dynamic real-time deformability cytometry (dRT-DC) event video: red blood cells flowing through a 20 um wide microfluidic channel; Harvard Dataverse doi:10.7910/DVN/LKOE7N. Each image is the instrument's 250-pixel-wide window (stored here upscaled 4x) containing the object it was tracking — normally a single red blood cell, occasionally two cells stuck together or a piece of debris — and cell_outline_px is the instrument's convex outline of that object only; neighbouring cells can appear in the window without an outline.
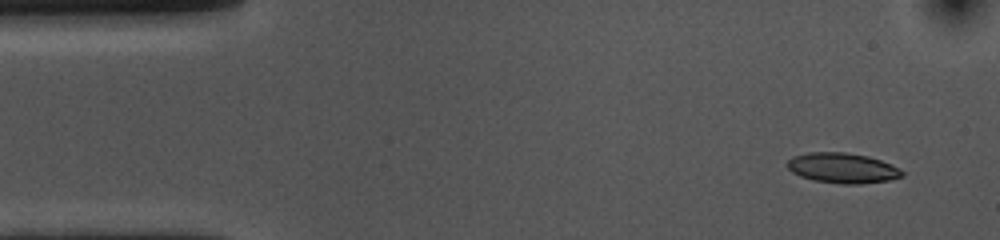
{"species": "common noctule bat (a hibernating species)", "species_latin": "Nyctalus noctula", "temperature_condition": "cold", "stored_images_in_passage": 52, "camera_frame_rate_fps": 3000, "um_per_image_px": 0.085, "animal": {"sex": "female", "body_mass_g": 10.0, "forearm_length_mm": 53.1}, "frame": {"image": 1, "passage_image": 1, "time_ms": 0.0, "image_size_px": [1000, 240], "cell_outline_px": [[904, 176], [888, 180], [860, 184], [840, 184], [812, 180], [800, 176], [792, 172], [788, 168], [788, 160], [792, 156], [808, 152], [844, 152], [868, 156], [892, 164], [900, 168], [904, 172]], "centroid_in_image_um": [71.62, 14.28], "position_along_channel_um": 13.4, "area_um2": 20.35}}
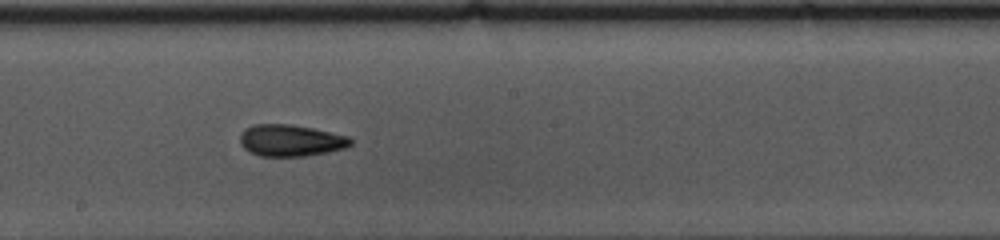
{"frame": {"image": 2, "passage_image": 26, "time_ms": 8.333, "image_size_px": [1000, 240], "cell_outline_px": [[352, 144], [344, 148], [328, 152], [304, 156], [260, 156], [244, 148], [240, 144], [240, 136], [244, 128], [252, 124], [288, 124], [312, 128], [348, 136], [352, 140]], "centroid_in_image_um": [24.69, 11.93], "position_along_channel_um": 223.5, "area_um2": 20.35}}
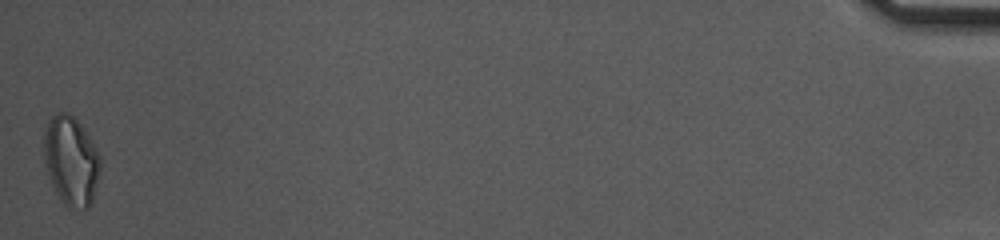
{"frame": {"image": 3, "passage_image": 52, "time_ms": 17.0, "image_size_px": [1000, 240], "cell_outline_px": [[100, 172], [92, 200], [88, 208], [84, 212], [68, 208], [64, 204], [56, 192], [48, 176], [44, 160], [44, 132], [48, 120], [56, 112], [68, 112], [80, 124], [88, 136], [100, 156]], "centroid_in_image_um": [6.03, 13.7], "position_along_channel_um": 429.2, "area_um2": 29.42}, "authors_computed_cell_mechanics": {"area_um2": 20.0277, "velocity_mm_per_s": 3.5583, "shape_relaxation_time_tau1_ms": 10.8339, "shape_relaxation_time_tau2_ms": 4.0245, "deformation_change_tau1": 0.2011, "deformation_change_tau2": 0.1239}}